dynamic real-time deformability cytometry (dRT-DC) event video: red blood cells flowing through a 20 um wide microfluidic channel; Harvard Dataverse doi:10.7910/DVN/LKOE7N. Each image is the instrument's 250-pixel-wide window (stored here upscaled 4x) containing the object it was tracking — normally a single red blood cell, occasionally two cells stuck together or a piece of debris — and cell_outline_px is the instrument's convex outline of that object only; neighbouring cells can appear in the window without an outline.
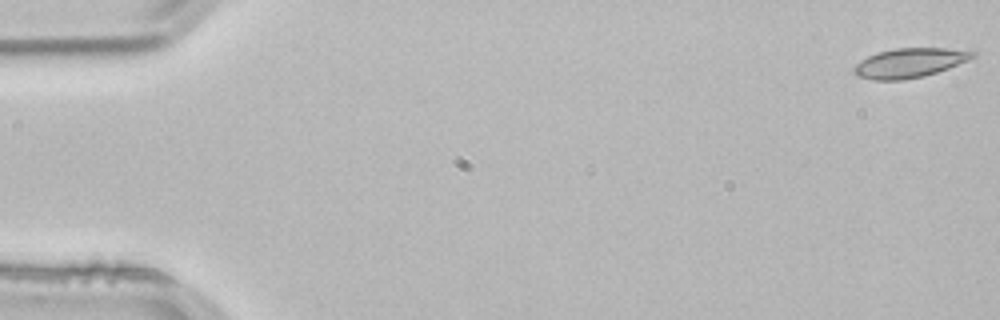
{"species": "common noctule bat (a hibernating species)", "species_latin": "Nyctalus noctula", "temperature_condition": "room temperature", "stored_images_in_passage": 53, "camera_frame_rate_fps": 3000, "um_per_image_px": 0.085, "animal": {"sex": "male", "body_mass_g": 21.5, "forearm_length_mm": 52.0}, "frame": {"image": 1, "passage_image": 1, "time_ms": 0.0, "image_size_px": [1000, 320], "cell_outline_px": [[976, 56], [968, 60], [948, 68], [924, 76], [904, 80], [872, 80], [856, 76], [852, 72], [852, 68], [860, 60], [876, 52], [896, 48], [944, 48], [976, 52]], "centroid_in_image_um": [77.25, 5.35], "position_along_channel_um": 7.8, "area_um2": 20.4}}
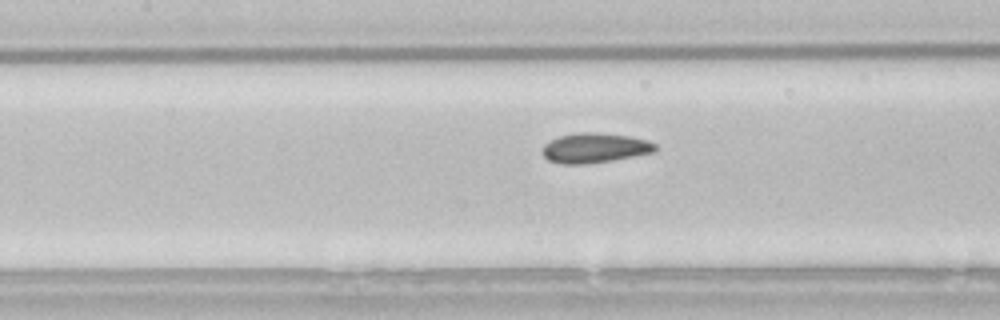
{"frame": {"image": 2, "passage_image": 24, "time_ms": 7.667, "image_size_px": [1000, 320], "cell_outline_px": [[656, 152], [612, 160], [584, 164], [560, 164], [548, 160], [544, 156], [544, 144], [548, 140], [560, 136], [580, 132], [596, 132], [628, 136], [648, 140], [656, 144]], "centroid_in_image_um": [50.56, 12.57], "position_along_channel_um": 156.8, "area_um2": 19.59}}
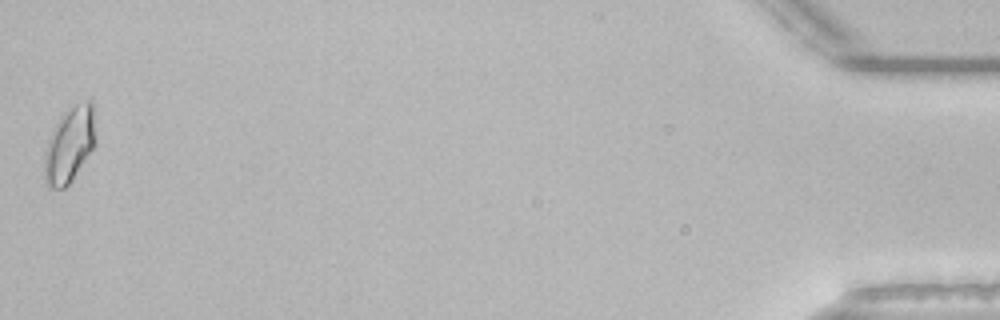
{"frame": {"image": 3, "passage_image": 53, "time_ms": 17.333, "image_size_px": [1000, 320], "cell_outline_px": [[96, 144], [72, 180], [64, 188], [48, 188], [44, 180], [44, 156], [48, 140], [60, 116], [68, 108], [84, 100], [92, 100], [96, 140]], "centroid_in_image_um": [5.91, 12.3], "position_along_channel_um": 429.3, "area_um2": 22.66}, "authors_computed_cell_mechanics": {"area_um2": 19.074, "velocity_mm_per_s": 3.8373, "shape_relaxation_time_tau1_ms": null, "shape_relaxation_time_tau2_ms": 4.0, "deformation_change_tau1": null, "deformation_change_tau2": 0.0661}}